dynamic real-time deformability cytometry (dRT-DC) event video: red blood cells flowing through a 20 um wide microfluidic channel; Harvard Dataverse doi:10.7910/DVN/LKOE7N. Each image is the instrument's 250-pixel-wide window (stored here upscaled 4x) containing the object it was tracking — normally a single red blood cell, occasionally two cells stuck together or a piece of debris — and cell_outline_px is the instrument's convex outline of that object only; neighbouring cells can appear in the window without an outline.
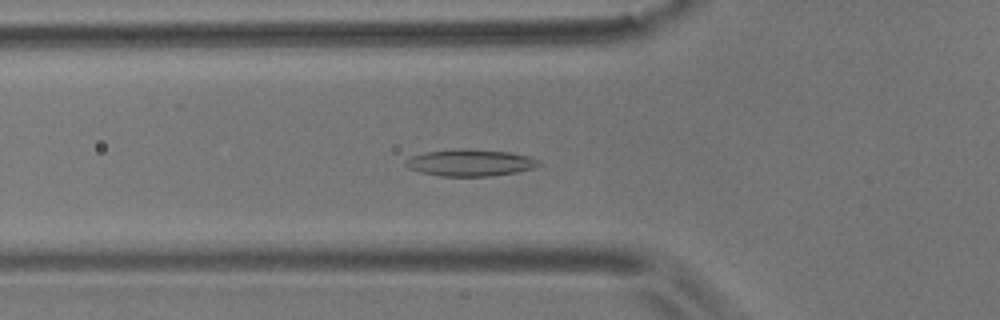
{"species": "common noctule bat (a hibernating species)", "species_latin": "Nyctalus noctula", "temperature_condition": "room temperature", "stored_images_in_passage": 57, "camera_frame_rate_fps": 3000, "um_per_image_px": 0.085, "animal": {"sex": "male", "body_mass_g": 17.9}, "frame": {"image": 1, "passage_image": 20, "time_ms": 6.333, "image_size_px": [1000, 320], "cell_outline_px": [[540, 164], [532, 168], [516, 172], [488, 176], [440, 176], [420, 172], [408, 168], [404, 164], [404, 160], [412, 156], [424, 152], [456, 148], [464, 148], [508, 152], [528, 156], [540, 160]], "centroid_in_image_um": [39.91, 13.82], "position_along_channel_um": 85.9, "area_um2": 20.81}}
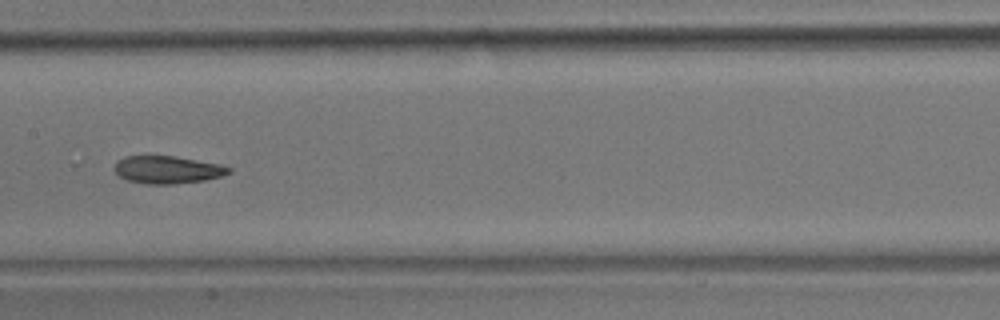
{"frame": {"image": 2, "passage_image": 29, "time_ms": 9.333, "image_size_px": [1000, 320], "cell_outline_px": [[232, 172], [220, 176], [204, 180], [172, 184], [148, 184], [128, 180], [120, 176], [112, 168], [116, 160], [124, 156], [176, 156], [220, 164], [232, 168]], "centroid_in_image_um": [14.21, 14.41], "position_along_channel_um": 193.2, "area_um2": 18.44}}
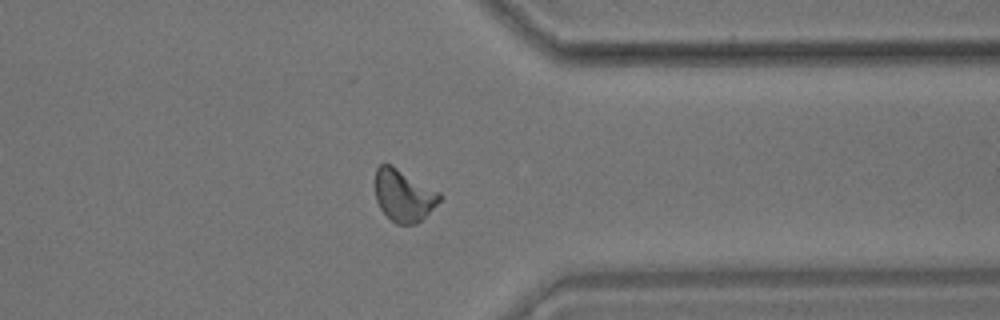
{"frame": {"image": 3, "passage_image": 45, "time_ms": 14.667, "image_size_px": [1000, 320], "cell_outline_px": [[440, 200], [416, 224], [396, 224], [380, 208], [376, 200], [376, 168], [380, 164], [392, 164], [440, 192]], "centroid_in_image_um": [34.29, 16.59], "position_along_channel_um": 377.1, "area_um2": 19.25}, "authors_computed_cell_mechanics": {"area_um2": 19.2474, "velocity_mm_per_s": 3.5583, "shape_relaxation_time_tau1_ms": 7.812, "shape_relaxation_time_tau2_ms": 4.5711, "deformation_change_tau1": 0.1743, "deformation_change_tau2": 0.1222}}